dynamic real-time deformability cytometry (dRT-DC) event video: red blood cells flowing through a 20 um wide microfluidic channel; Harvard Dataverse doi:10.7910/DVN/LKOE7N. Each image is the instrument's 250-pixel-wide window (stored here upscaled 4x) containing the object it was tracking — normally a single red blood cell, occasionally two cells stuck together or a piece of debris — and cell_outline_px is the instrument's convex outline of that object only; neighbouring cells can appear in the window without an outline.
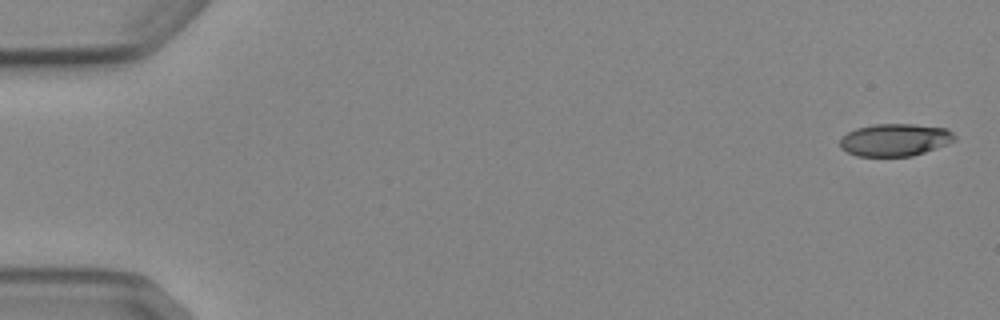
{"species": "Egyptian fruit bat (a non-hibernating species)", "species_latin": "Rousettus aegyptiacus", "temperature_condition": "cold", "stored_images_in_passage": 4, "segment_of_instrument_passage": [2, 2], "camera_frame_rate_fps": 3000, "um_per_image_px": 0.085, "animal": {"sex": "female"}, "frame": {"image": 1, "passage_image": 4, "time_ms": 3.667, "image_size_px": [1000, 320], "cell_outline_px": [[956, 140], [948, 144], [912, 156], [856, 156], [840, 148], [840, 136], [856, 128], [872, 124], [912, 124], [948, 128], [956, 136]], "centroid_in_image_um": [76.07, 11.88], "position_along_channel_um": 8.9, "area_um2": 21.85}}